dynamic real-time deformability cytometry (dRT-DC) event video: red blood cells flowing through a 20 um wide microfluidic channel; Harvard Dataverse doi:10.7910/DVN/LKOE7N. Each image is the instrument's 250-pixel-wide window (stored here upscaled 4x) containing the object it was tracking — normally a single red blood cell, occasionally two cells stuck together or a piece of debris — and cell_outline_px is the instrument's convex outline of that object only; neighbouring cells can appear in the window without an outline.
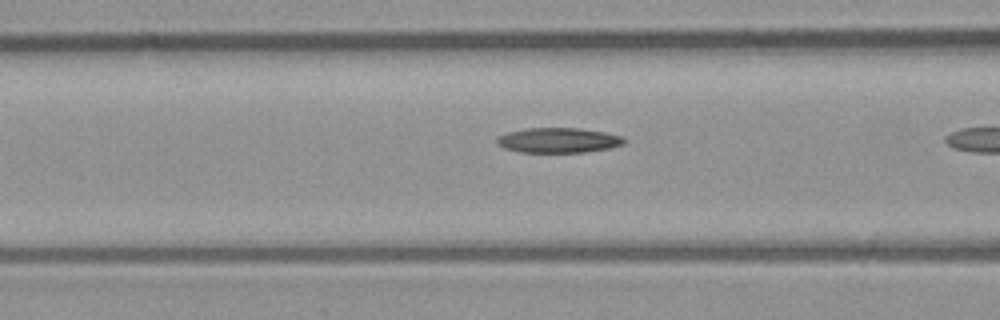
{"species": "common noctule bat (a hibernating species)", "species_latin": "Nyctalus noctula", "temperature_condition": "room temperature", "stored_images_in_passage": 6, "camera_frame_rate_fps": 3000, "um_per_image_px": 0.085, "animal": {"sex": "male", "body_mass_g": 23.1, "forearm_length_mm": 52.7}, "frame": {"image": 1, "passage_image": 4, "time_ms": 1.0, "image_size_px": [1000, 320], "cell_outline_px": [[624, 144], [608, 148], [584, 152], [520, 152], [504, 148], [496, 144], [496, 140], [500, 136], [508, 132], [524, 128], [576, 128], [604, 132], [620, 136], [624, 140]], "centroid_in_image_um": [47.41, 11.92], "position_along_channel_um": 119.2, "area_um2": 18.32}}